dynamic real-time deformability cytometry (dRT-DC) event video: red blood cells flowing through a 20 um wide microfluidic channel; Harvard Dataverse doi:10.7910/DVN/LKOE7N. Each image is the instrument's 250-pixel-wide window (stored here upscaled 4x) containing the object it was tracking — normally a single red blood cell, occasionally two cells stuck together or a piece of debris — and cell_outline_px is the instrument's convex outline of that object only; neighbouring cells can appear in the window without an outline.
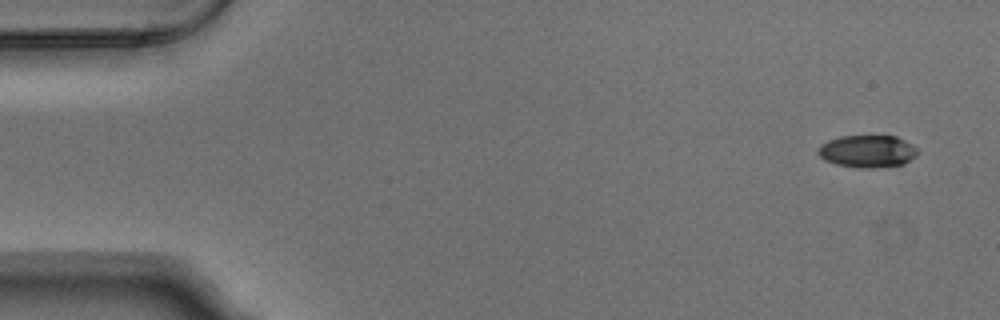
{"species": "Egyptian fruit bat (a non-hibernating species)", "species_latin": "Rousettus aegyptiacus", "temperature_condition": "warm", "stored_images_in_passage": 5, "camera_frame_rate_fps": 3000, "um_per_image_px": 0.085, "animal": {"sex": "male"}, "frame": {"image": 1, "passage_image": 1, "time_ms": 0.0, "image_size_px": [1000, 320], "cell_outline_px": [[920, 152], [916, 156], [904, 164], [872, 168], [856, 168], [836, 164], [824, 160], [816, 152], [816, 148], [820, 144], [828, 140], [840, 136], [896, 136], [912, 144]], "centroid_in_image_um": [73.71, 12.86], "position_along_channel_um": 11.3, "area_um2": 19.02}}